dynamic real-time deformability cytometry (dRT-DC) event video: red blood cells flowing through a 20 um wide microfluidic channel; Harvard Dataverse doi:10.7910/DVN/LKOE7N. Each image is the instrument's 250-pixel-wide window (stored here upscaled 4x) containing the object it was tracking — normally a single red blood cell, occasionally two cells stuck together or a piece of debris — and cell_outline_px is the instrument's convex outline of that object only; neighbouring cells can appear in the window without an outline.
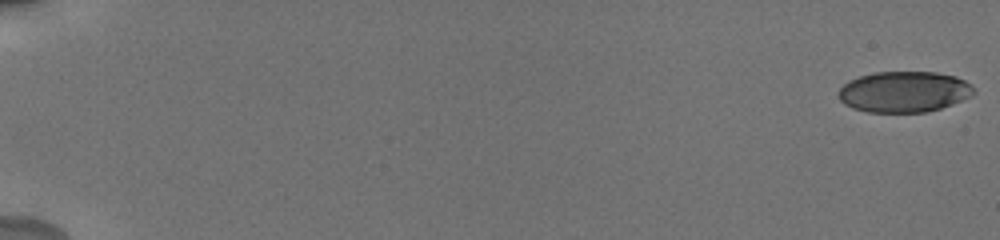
{"species": "human", "species_latin": "Homo sapiens", "temperature_condition": "cold", "stored_images_in_passage": 57, "camera_frame_rate_fps": 3000, "um_per_image_px": 0.085, "donor": {"sex": "male"}, "frame": {"image": 1, "passage_image": 1, "time_ms": 0.0, "image_size_px": [1000, 240], "cell_outline_px": [[976, 92], [972, 96], [952, 104], [928, 112], [868, 112], [852, 108], [844, 104], [840, 100], [840, 88], [844, 84], [860, 76], [876, 72], [936, 72], [956, 76], [972, 84]], "centroid_in_image_um": [76.89, 7.8], "position_along_channel_um": 8.1, "area_um2": 32.25}}
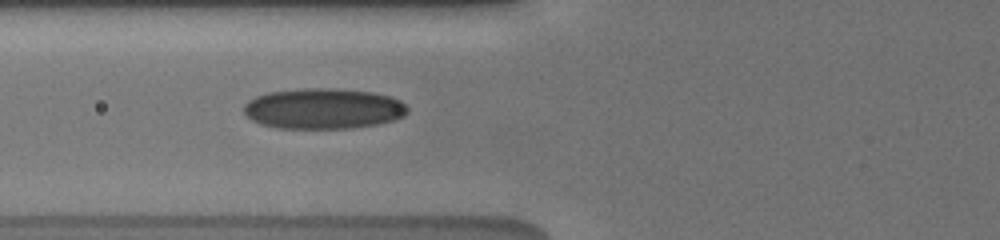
{"frame": {"image": 2, "passage_image": 25, "time_ms": 7.667, "image_size_px": [1000, 240], "cell_outline_px": [[408, 112], [404, 116], [392, 120], [376, 124], [352, 128], [276, 128], [260, 124], [252, 120], [244, 112], [244, 104], [248, 100], [256, 96], [268, 92], [300, 88], [336, 88], [372, 92], [392, 96], [400, 100], [408, 108]], "centroid_in_image_um": [27.48, 9.22], "position_along_channel_um": 98.3, "area_um2": 38.96}}
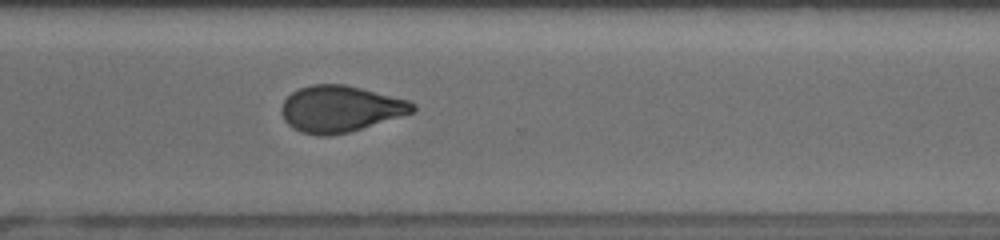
{"frame": {"image": 3, "passage_image": 43, "time_ms": 14.0, "image_size_px": [1000, 240], "cell_outline_px": [[416, 108], [412, 112], [400, 116], [348, 132], [332, 136], [316, 136], [300, 132], [292, 128], [284, 120], [280, 112], [280, 108], [284, 100], [292, 92], [300, 88], [312, 84], [344, 84], [408, 100], [416, 104]], "centroid_in_image_um": [28.86, 9.26], "position_along_channel_um": 341.7, "area_um2": 35.32}, "authors_computed_cell_mechanics": {"area_um2": 35.3158, "velocity_mm_per_s": 3.8414, "shape_relaxation_time_tau1_ms": null, "shape_relaxation_time_tau2_ms": 2.5064, "deformation_change_tau1": null, "deformation_change_tau2": 0.0898}}